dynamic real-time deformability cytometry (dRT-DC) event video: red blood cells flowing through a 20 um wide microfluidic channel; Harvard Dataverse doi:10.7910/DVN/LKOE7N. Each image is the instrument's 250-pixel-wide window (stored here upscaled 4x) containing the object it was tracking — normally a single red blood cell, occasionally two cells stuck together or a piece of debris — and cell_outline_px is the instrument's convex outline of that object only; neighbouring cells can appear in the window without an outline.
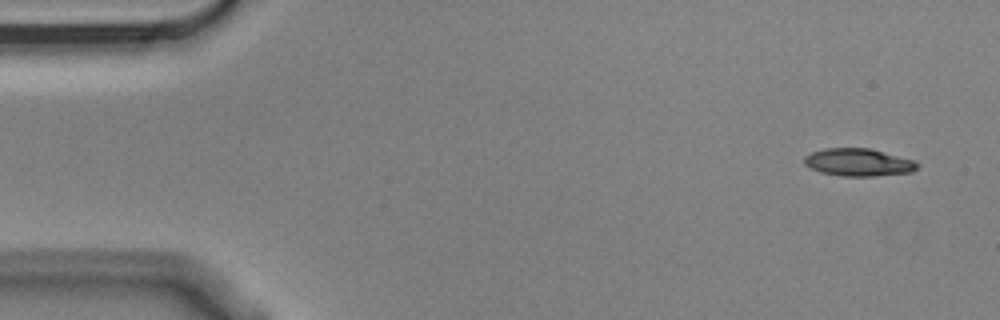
{"species": "Egyptian fruit bat (a non-hibernating species)", "species_latin": "Rousettus aegyptiacus", "temperature_condition": "cold", "stored_images_in_passage": 9, "camera_frame_rate_fps": 3000, "um_per_image_px": 0.085, "animal": {"sex": "male"}, "frame": {"image": 1, "passage_image": 1, "time_ms": 0.0, "image_size_px": [1000, 320], "cell_outline_px": [[920, 164], [912, 172], [872, 176], [844, 176], [820, 172], [804, 164], [804, 156], [812, 152], [824, 148], [872, 148], [916, 160]], "centroid_in_image_um": [73.0, 13.78], "position_along_channel_um": 12.0, "area_um2": 18.32}}
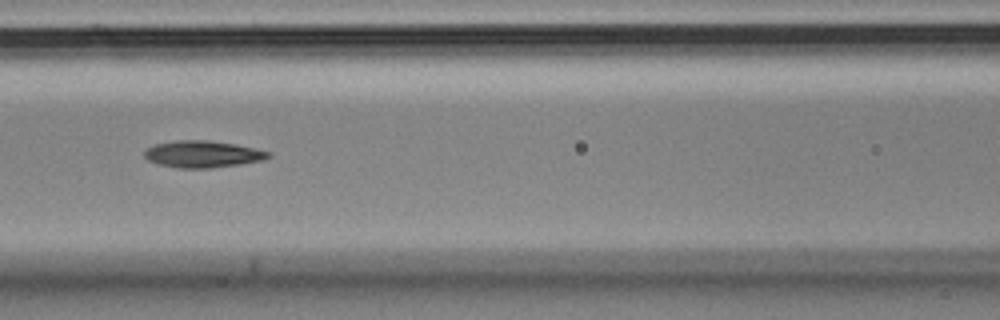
{"frame": {"image": 2, "passage_image": 7, "time_ms": 2.0, "image_size_px": [1000, 320], "cell_outline_px": [[272, 156], [264, 160], [240, 164], [212, 168], [176, 168], [156, 164], [148, 160], [144, 156], [144, 152], [152, 144], [176, 140], [208, 140], [236, 144], [256, 148], [272, 152]], "centroid_in_image_um": [17.24, 13.1], "position_along_channel_um": 149.4, "area_um2": 19.71}}
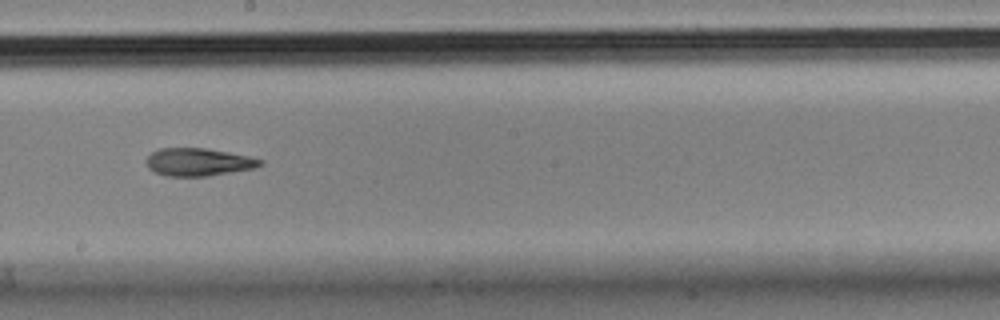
{"frame": {"image": 3, "passage_image": 9, "time_ms": 2.667, "image_size_px": [1000, 320], "cell_outline_px": [[264, 164], [256, 168], [208, 176], [168, 176], [156, 172], [148, 168], [144, 160], [152, 152], [160, 148], [204, 148], [228, 152], [248, 156], [264, 160]], "centroid_in_image_um": [16.87, 13.77], "position_along_channel_um": 231.3, "area_um2": 18.5}}